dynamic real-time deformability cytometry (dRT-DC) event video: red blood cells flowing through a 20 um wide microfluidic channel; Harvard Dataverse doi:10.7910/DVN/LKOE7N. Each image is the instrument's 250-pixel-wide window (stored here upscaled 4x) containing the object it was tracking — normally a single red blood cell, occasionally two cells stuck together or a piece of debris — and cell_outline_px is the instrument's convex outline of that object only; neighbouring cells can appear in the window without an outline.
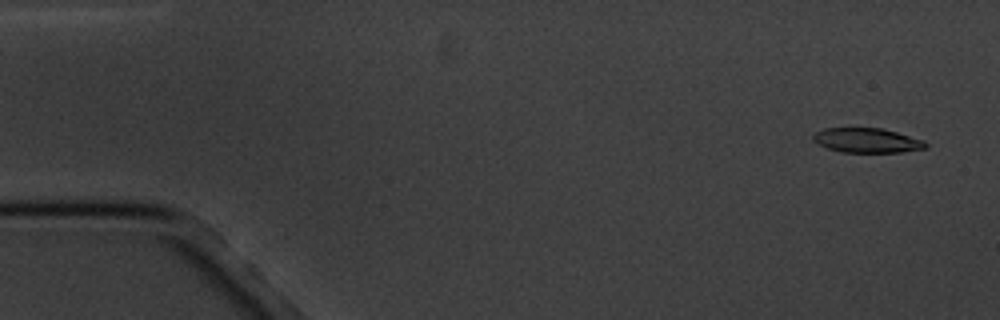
{"species": "common noctule bat (a hibernating species)", "species_latin": "Nyctalus noctula", "temperature_condition": "cold", "stored_images_in_passage": 5, "camera_frame_rate_fps": 3000, "um_per_image_px": 0.085, "animal": {"sex": "male", "body_mass_g": 20.1, "forearm_length_mm": 53.5}, "frame": {"image": 1, "passage_image": 1, "time_ms": 0.0, "image_size_px": [1000, 320], "cell_outline_px": [[928, 144], [924, 148], [900, 152], [840, 152], [828, 148], [812, 140], [812, 136], [816, 132], [824, 128], [880, 128], [896, 132], [924, 140]], "centroid_in_image_um": [73.67, 11.93], "position_along_channel_um": 11.3, "area_um2": 15.95}}
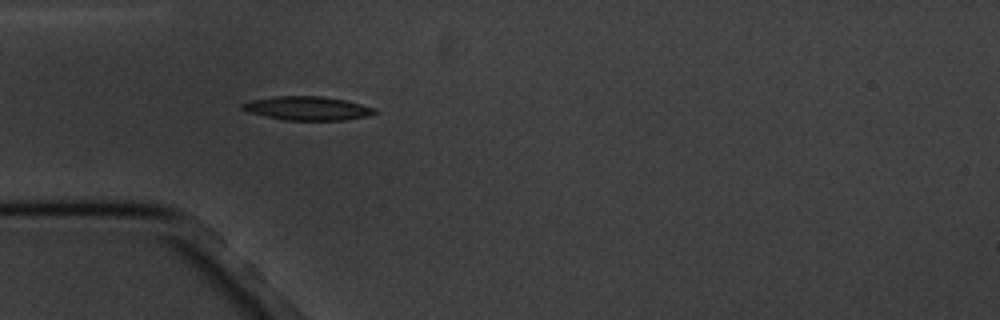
{"frame": {"image": 2, "passage_image": 5, "time_ms": 4.667, "image_size_px": [1000, 320], "cell_outline_px": [[380, 112], [368, 116], [344, 120], [284, 120], [264, 116], [248, 112], [240, 108], [240, 104], [252, 100], [272, 96], [320, 96], [344, 100], [376, 108]], "centroid_in_image_um": [26.13, 9.21], "position_along_channel_um": 58.9, "area_um2": 18.44}}